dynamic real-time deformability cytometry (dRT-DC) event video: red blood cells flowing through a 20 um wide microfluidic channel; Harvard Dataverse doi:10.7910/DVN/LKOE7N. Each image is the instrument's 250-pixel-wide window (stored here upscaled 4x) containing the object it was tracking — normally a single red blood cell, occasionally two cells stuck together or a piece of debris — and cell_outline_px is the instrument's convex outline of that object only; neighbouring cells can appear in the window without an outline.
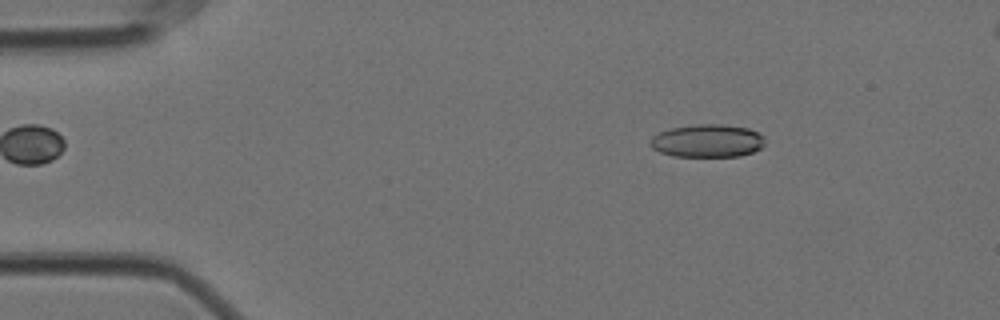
{"species": "Egyptian fruit bat (a non-hibernating species)", "species_latin": "Rousettus aegyptiacus", "temperature_condition": "cold", "stored_images_in_passage": 56, "camera_frame_rate_fps": 3000, "um_per_image_px": 0.085, "animal": {"sex": "female"}, "frame": {"image": 1, "passage_image": 8, "time_ms": 2.333, "image_size_px": [1000, 320], "cell_outline_px": [[764, 144], [760, 148], [752, 152], [740, 156], [672, 156], [660, 152], [652, 148], [648, 144], [648, 140], [652, 136], [660, 132], [672, 128], [696, 124], [720, 124], [748, 128], [764, 136]], "centroid_in_image_um": [60.09, 11.97], "position_along_channel_um": 24.9, "area_um2": 22.02}}
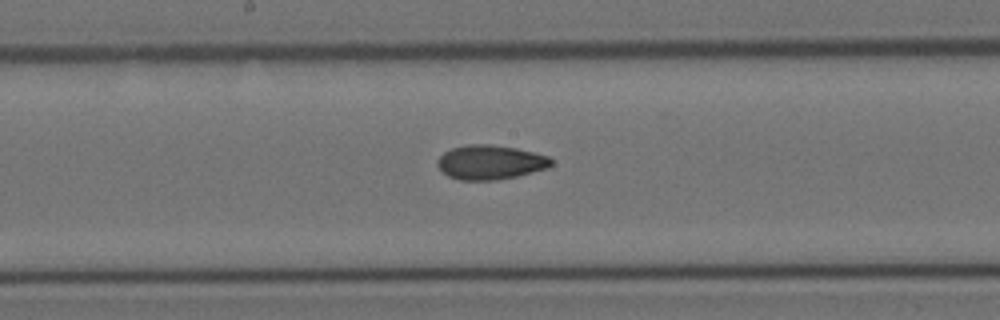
{"frame": {"image": 2, "passage_image": 29, "time_ms": 9.333, "image_size_px": [1000, 320], "cell_outline_px": [[552, 164], [548, 168], [516, 176], [496, 180], [460, 180], [448, 176], [436, 164], [436, 160], [444, 152], [452, 148], [468, 144], [488, 144], [516, 148], [548, 156], [552, 160]], "centroid_in_image_um": [41.65, 13.79], "position_along_channel_um": 206.5, "area_um2": 22.66}}
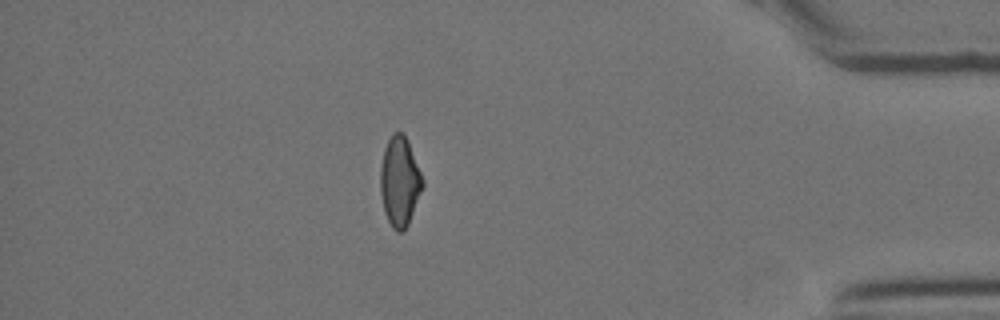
{"frame": {"image": 3, "passage_image": 49, "time_ms": 16.0, "image_size_px": [1000, 320], "cell_outline_px": [[424, 184], [408, 224], [404, 232], [396, 232], [392, 228], [384, 212], [380, 192], [380, 168], [384, 148], [392, 132], [404, 132], [408, 140], [424, 180]], "centroid_in_image_um": [33.97, 15.41], "position_along_channel_um": 401.2, "area_um2": 22.25}, "authors_computed_cell_mechanics": {"area_um2": 22.2241, "velocity_mm_per_s": 3.5427, "shape_relaxation_time_tau1_ms": 11.0508, "shape_relaxation_time_tau2_ms": 2.7988, "deformation_change_tau1": 0.2025, "deformation_change_tau2": 0.0782}}